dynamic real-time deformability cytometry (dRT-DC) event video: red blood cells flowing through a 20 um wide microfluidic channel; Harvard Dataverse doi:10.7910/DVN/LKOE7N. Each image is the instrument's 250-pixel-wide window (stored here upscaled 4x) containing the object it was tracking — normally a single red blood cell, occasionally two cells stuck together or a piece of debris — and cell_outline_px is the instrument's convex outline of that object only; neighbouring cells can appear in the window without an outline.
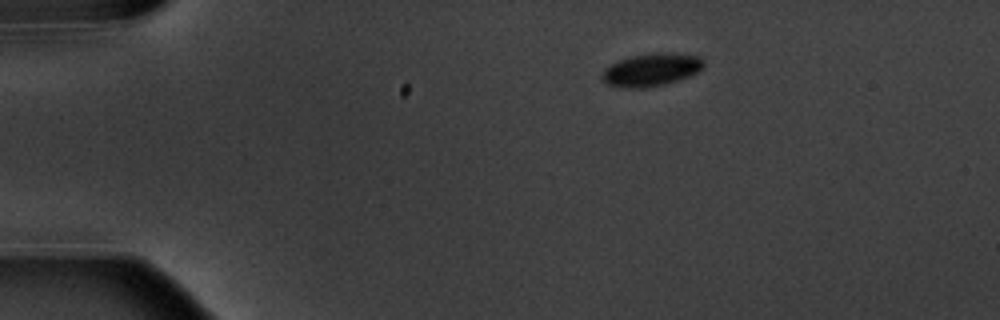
{"species": "common noctule bat (a hibernating species)", "species_latin": "Nyctalus noctula", "temperature_condition": "warm", "stored_images_in_passage": 3, "camera_frame_rate_fps": 3000, "um_per_image_px": 0.085, "animal": {"sex": "male", "body_mass_g": 20.1, "forearm_length_mm": 53.5}, "frame": {"image": 1, "passage_image": 1, "time_ms": 0.0, "image_size_px": [1000, 320], "cell_outline_px": [[704, 68], [680, 80], [648, 88], [624, 88], [608, 84], [600, 76], [600, 72], [604, 68], [620, 60], [632, 56], [652, 52], [676, 52], [700, 56], [704, 60]], "centroid_in_image_um": [55.39, 5.92], "position_along_channel_um": 29.6, "area_um2": 19.77}}